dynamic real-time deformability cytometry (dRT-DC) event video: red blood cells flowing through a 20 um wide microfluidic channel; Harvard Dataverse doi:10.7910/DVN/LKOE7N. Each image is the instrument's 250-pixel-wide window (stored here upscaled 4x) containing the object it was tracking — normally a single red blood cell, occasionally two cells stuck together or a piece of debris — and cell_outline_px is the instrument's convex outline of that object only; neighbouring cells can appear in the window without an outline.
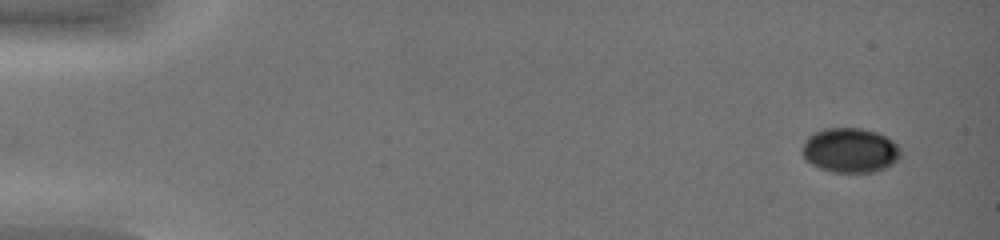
{"species": "common noctule bat (a hibernating species)", "species_latin": "Nyctalus noctula", "temperature_condition": "warm", "stored_images_in_passage": 44, "camera_frame_rate_fps": 3000, "um_per_image_px": 0.085, "animal": {"sex": "female", "body_mass_g": 19.0, "forearm_length_mm": 51.5}, "frame": {"image": 1, "passage_image": 1, "time_ms": 0.0, "image_size_px": [1000, 240], "cell_outline_px": [[900, 156], [892, 164], [884, 168], [872, 172], [828, 172], [804, 160], [804, 144], [808, 136], [824, 128], [860, 128], [876, 132], [892, 140], [900, 148]], "centroid_in_image_um": [72.26, 12.78], "position_along_channel_um": 12.7, "area_um2": 25.37}}
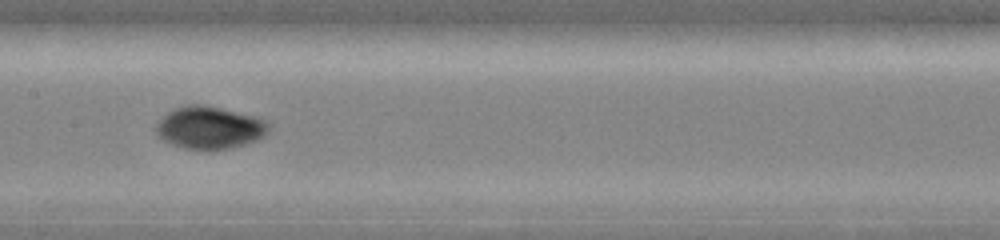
{"frame": {"image": 2, "passage_image": 24, "time_ms": 7.667, "image_size_px": [1000, 240], "cell_outline_px": [[272, 124], [268, 132], [264, 136], [256, 140], [232, 148], [208, 152], [184, 148], [172, 144], [164, 140], [156, 132], [156, 124], [160, 116], [176, 108], [188, 104], [204, 104], [260, 116], [268, 120]], "centroid_in_image_um": [17.87, 10.85], "position_along_channel_um": 189.5, "area_um2": 28.78}}
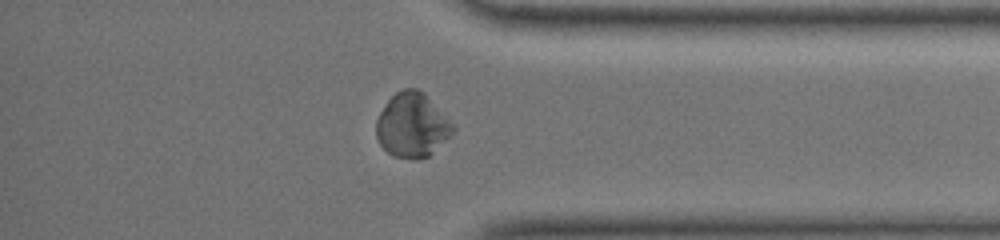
{"frame": {"image": 3, "passage_image": 39, "time_ms": 12.667, "image_size_px": [1000, 240], "cell_outline_px": [[456, 132], [428, 156], [416, 160], [412, 160], [392, 156], [380, 144], [376, 136], [376, 120], [380, 112], [388, 100], [396, 92], [404, 88], [420, 88], [424, 92], [456, 128]], "centroid_in_image_um": [35.04, 10.65], "position_along_channel_um": 400.2, "area_um2": 28.9}, "authors_computed_cell_mechanics": {"area_um2": 27.7729, "velocity_mm_per_s": 4.2289, "shape_relaxation_time_tau1_ms": 6.4785, "shape_relaxation_time_tau2_ms": 1.5896, "deformation_change_tau1": 0.229, "deformation_change_tau2": 0.0238}}